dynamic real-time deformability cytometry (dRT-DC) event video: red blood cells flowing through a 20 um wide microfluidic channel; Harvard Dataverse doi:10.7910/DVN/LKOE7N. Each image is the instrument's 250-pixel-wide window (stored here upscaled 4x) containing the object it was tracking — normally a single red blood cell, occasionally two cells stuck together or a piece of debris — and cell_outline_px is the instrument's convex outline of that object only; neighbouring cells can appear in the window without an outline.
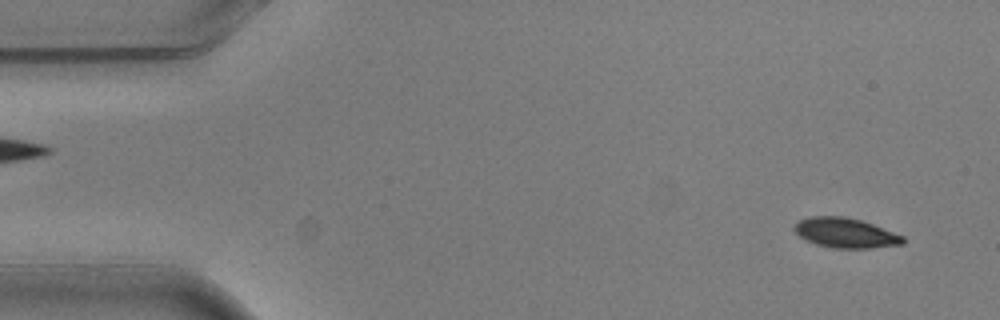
{"species": "common noctule bat (a hibernating species)", "species_latin": "Nyctalus noctula", "temperature_condition": "warm", "stored_images_in_passage": 5, "segment_of_instrument_passage": [2, 2], "camera_frame_rate_fps": 3000, "um_per_image_px": 0.085, "animal": {"sex": "male", "body_mass_g": 20.5, "forearm_length_mm": 52.5}, "frame": {"image": 1, "passage_image": 5, "time_ms": 1.333, "image_size_px": [1000, 320], "cell_outline_px": [[908, 240], [904, 244], [868, 248], [832, 248], [816, 244], [800, 236], [792, 228], [800, 220], [812, 216], [844, 216], [860, 220], [872, 224], [904, 236]], "centroid_in_image_um": [71.9, 19.8], "position_along_channel_um": 13.1, "area_um2": 18.79}}